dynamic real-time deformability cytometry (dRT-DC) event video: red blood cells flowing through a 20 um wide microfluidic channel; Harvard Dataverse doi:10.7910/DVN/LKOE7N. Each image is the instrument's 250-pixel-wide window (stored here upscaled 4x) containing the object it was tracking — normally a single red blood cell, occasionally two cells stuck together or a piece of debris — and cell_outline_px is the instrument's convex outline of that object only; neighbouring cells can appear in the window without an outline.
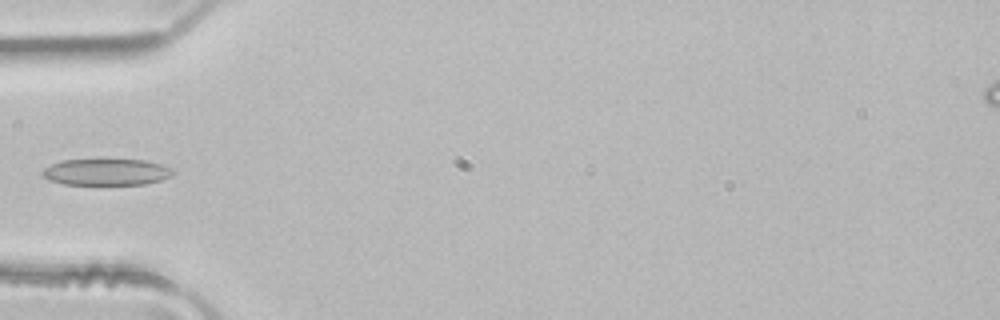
{"species": "common noctule bat (a hibernating species)", "species_latin": "Nyctalus noctula", "temperature_condition": "room temperature", "stored_images_in_passage": 3, "camera_frame_rate_fps": 3000, "um_per_image_px": 0.085, "animal": {"sex": "male", "body_mass_g": 21.5, "forearm_length_mm": 52.0}, "frame": {"image": 1, "passage_image": 3, "time_ms": 0.667, "image_size_px": [1000, 320], "cell_outline_px": [[172, 176], [160, 180], [144, 184], [64, 184], [48, 180], [40, 172], [44, 168], [60, 160], [144, 160], [160, 164], [172, 168]], "centroid_in_image_um": [9.01, 14.62], "position_along_channel_um": 76.0, "area_um2": 19.94}}